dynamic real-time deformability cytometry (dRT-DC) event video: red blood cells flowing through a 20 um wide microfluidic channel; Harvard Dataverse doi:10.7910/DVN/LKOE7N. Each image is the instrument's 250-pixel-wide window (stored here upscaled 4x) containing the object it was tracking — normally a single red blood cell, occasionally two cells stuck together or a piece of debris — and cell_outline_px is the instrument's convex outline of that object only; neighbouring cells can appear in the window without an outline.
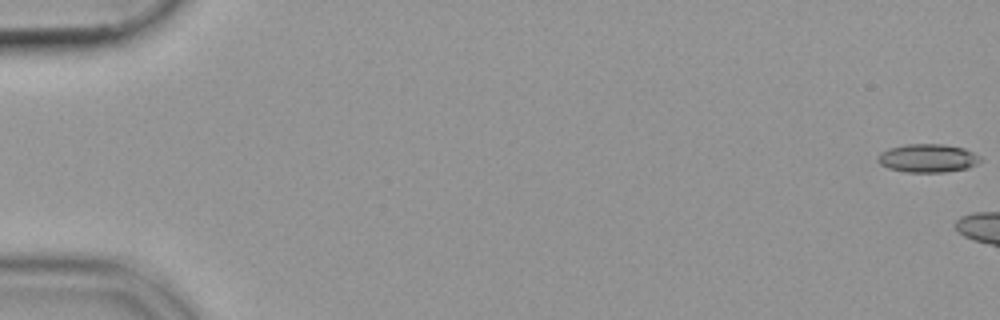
{"species": "common noctule bat (a hibernating species)", "species_latin": "Nyctalus noctula", "temperature_condition": "cold", "stored_images_in_passage": 13, "camera_frame_rate_fps": 3000, "um_per_image_px": 0.085, "animal": {"sex": "female", "body_mass_g": 19.9}, "frame": {"image": 1, "passage_image": 1, "time_ms": 0.0, "image_size_px": [1000, 320], "cell_outline_px": [[980, 160], [976, 164], [968, 168], [944, 172], [908, 172], [888, 168], [880, 164], [876, 160], [876, 156], [880, 152], [888, 148], [904, 144], [944, 144], [964, 148], [980, 156]], "centroid_in_image_um": [78.81, 13.44], "position_along_channel_um": 6.2, "area_um2": 17.05}}